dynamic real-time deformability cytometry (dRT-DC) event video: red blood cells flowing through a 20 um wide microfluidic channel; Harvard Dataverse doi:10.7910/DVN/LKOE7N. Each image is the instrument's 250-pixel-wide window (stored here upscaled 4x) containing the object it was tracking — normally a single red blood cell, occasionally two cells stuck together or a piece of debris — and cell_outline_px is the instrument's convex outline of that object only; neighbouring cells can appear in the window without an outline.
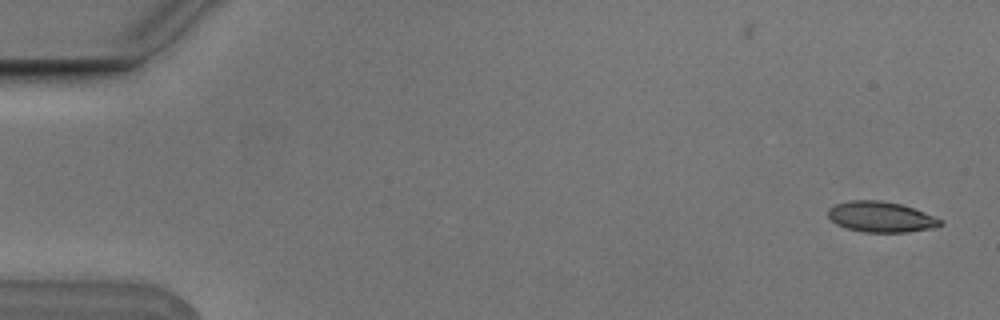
{"species": "Egyptian fruit bat (a non-hibernating species)", "species_latin": "Rousettus aegyptiacus", "temperature_condition": "cold", "stored_images_in_passage": 2, "camera_frame_rate_fps": 3000, "um_per_image_px": 0.085, "animal": {"sex": "male"}, "frame": {"image": 1, "passage_image": 1, "time_ms": 0.0, "image_size_px": [1000, 320], "cell_outline_px": [[944, 224], [936, 228], [908, 232], [864, 232], [848, 228], [836, 224], [828, 216], [828, 208], [836, 204], [848, 200], [880, 200], [900, 204], [924, 212], [944, 220]], "centroid_in_image_um": [74.91, 18.44], "position_along_channel_um": 10.1, "area_um2": 20.11}}